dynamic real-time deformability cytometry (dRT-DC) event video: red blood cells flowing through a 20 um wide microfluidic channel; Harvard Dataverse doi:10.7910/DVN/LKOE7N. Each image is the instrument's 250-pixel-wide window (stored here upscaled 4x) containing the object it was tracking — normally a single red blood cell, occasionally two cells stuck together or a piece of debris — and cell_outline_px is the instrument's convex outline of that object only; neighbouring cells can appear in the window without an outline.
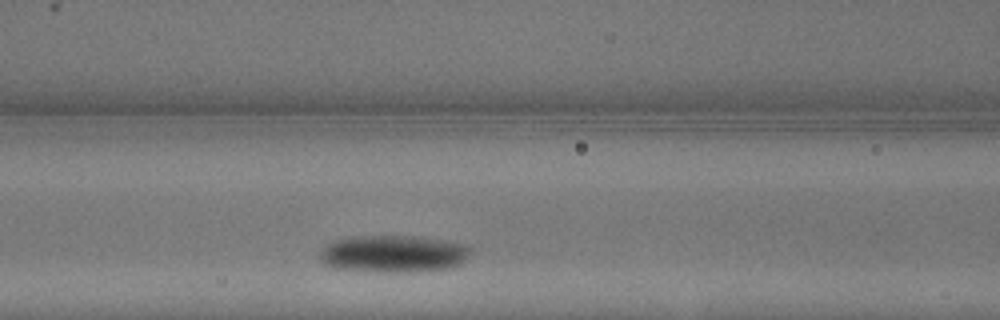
{"species": "common noctule bat (a hibernating species)", "species_latin": "Nyctalus noctula", "temperature_condition": "warm", "stored_images_in_passage": 10, "camera_frame_rate_fps": 3000, "um_per_image_px": 0.085, "animal": {"sex": "male", "body_mass_g": 13.3}, "frame": {"image": 1, "passage_image": 5, "time_ms": 1.333, "image_size_px": [1000, 320], "cell_outline_px": [[472, 252], [468, 260], [460, 264], [448, 268], [412, 272], [380, 272], [336, 268], [324, 264], [320, 260], [320, 252], [328, 244], [336, 240], [352, 236], [416, 236], [464, 244], [472, 248]], "centroid_in_image_um": [33.48, 21.58], "position_along_channel_um": 133.1, "area_um2": 32.77}}
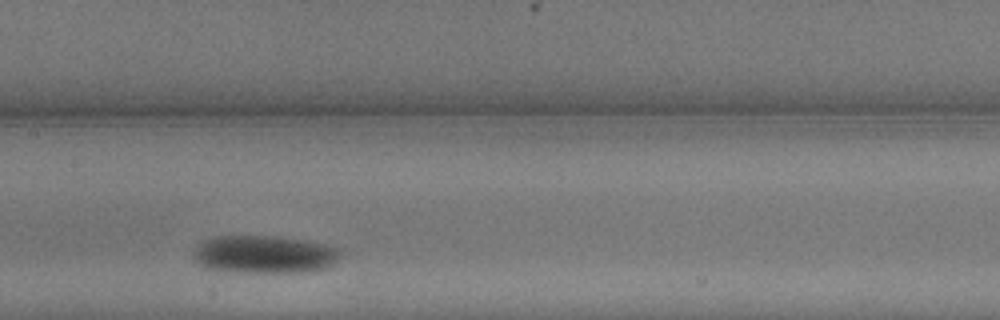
{"frame": {"image": 2, "passage_image": 7, "time_ms": 2.0, "image_size_px": [1000, 320], "cell_outline_px": [[344, 252], [328, 268], [300, 272], [236, 272], [204, 268], [192, 256], [192, 252], [204, 240], [212, 236], [272, 236], [304, 240], [328, 244], [344, 248]], "centroid_in_image_um": [22.51, 21.62], "position_along_channel_um": 184.9, "area_um2": 32.77}}
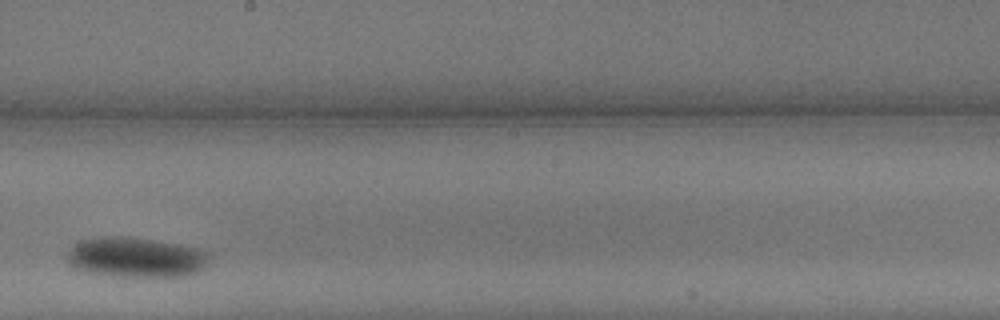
{"frame": {"image": 3, "passage_image": 9, "time_ms": 2.667, "image_size_px": [1000, 320], "cell_outline_px": [[212, 256], [200, 272], [188, 276], [120, 276], [88, 272], [76, 268], [68, 260], [68, 256], [72, 248], [76, 244], [84, 240], [100, 236], [124, 236], [180, 244], [196, 248], [208, 252]], "centroid_in_image_um": [11.64, 21.87], "position_along_channel_um": 236.6, "area_um2": 32.89}}